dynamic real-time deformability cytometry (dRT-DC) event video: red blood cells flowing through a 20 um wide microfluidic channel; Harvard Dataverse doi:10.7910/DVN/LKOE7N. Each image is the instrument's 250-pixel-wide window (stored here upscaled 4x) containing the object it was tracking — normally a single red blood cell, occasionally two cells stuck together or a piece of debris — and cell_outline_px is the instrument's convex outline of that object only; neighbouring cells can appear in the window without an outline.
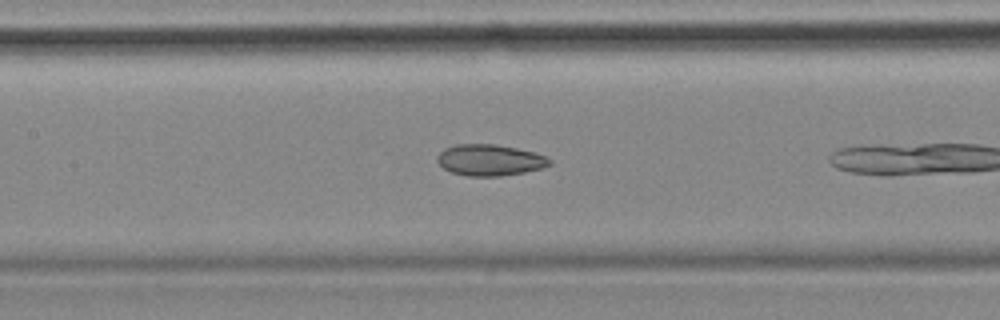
{"species": "common noctule bat (a hibernating species)", "species_latin": "Nyctalus noctula", "temperature_condition": "cold", "stored_images_in_passage": 11, "camera_frame_rate_fps": 3000, "um_per_image_px": 0.085, "animal": {"sex": "female", "body_mass_g": 18.4}, "frame": {"image": 1, "passage_image": 10, "time_ms": 3.0, "image_size_px": [1000, 320], "cell_outline_px": [[552, 164], [540, 168], [524, 172], [500, 176], [468, 176], [452, 172], [444, 168], [436, 160], [436, 156], [444, 148], [456, 144], [496, 144], [536, 152], [552, 160]], "centroid_in_image_um": [41.62, 13.59], "position_along_channel_um": 165.8, "area_um2": 20.46}}